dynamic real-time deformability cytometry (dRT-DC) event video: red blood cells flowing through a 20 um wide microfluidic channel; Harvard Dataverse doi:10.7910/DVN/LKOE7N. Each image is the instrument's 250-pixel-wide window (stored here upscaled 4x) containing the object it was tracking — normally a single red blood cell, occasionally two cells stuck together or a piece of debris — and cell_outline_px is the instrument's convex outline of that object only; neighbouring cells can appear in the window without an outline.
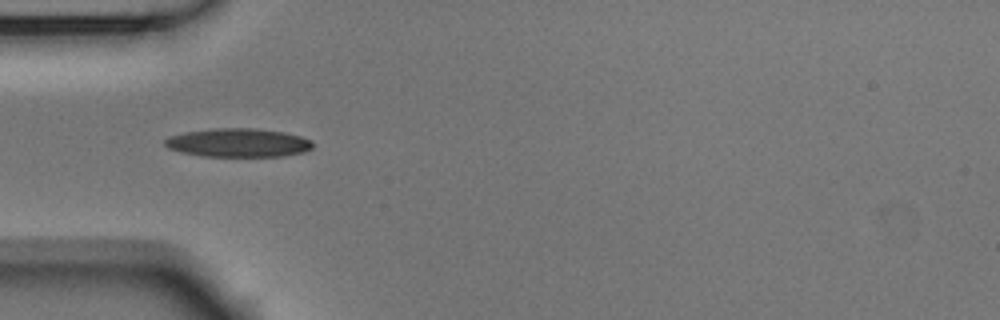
{"species": "Egyptian fruit bat (a non-hibernating species)", "species_latin": "Rousettus aegyptiacus", "temperature_condition": "room temperature", "stored_images_in_passage": 38, "camera_frame_rate_fps": 3000, "um_per_image_px": 0.085, "animal": {"sex": "male"}, "frame": {"image": 1, "passage_image": 1, "time_ms": 0.0, "image_size_px": [1000, 320], "cell_outline_px": [[312, 148], [300, 152], [280, 156], [204, 156], [180, 152], [168, 148], [164, 144], [164, 140], [168, 136], [184, 132], [212, 128], [256, 128], [284, 132], [300, 136], [312, 140]], "centroid_in_image_um": [20.2, 12.12], "position_along_channel_um": 64.8, "area_um2": 24.62}}
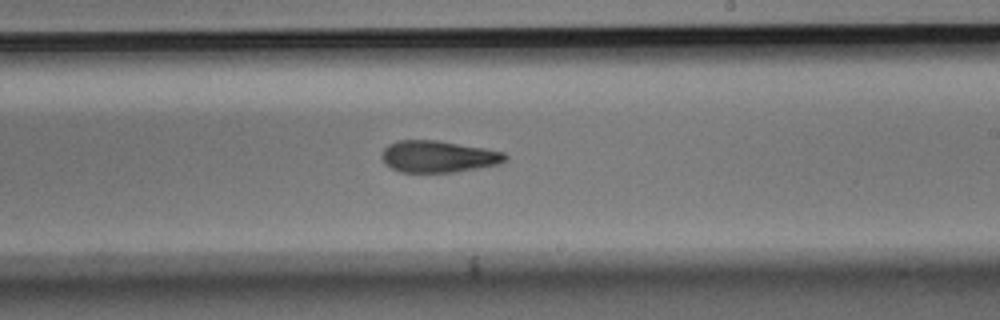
{"frame": {"image": 2, "passage_image": 16, "time_ms": 5.0, "image_size_px": [1000, 320], "cell_outline_px": [[508, 156], [504, 160], [496, 164], [456, 172], [400, 172], [384, 164], [380, 156], [384, 148], [388, 144], [400, 140], [436, 140], [484, 148], [504, 152]], "centroid_in_image_um": [37.19, 13.3], "position_along_channel_um": 251.8, "area_um2": 22.72}}
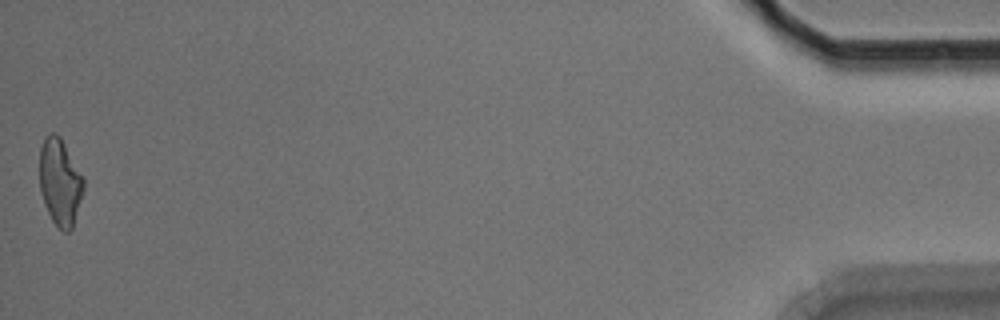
{"frame": {"image": 3, "passage_image": 38, "time_ms": 12.333, "image_size_px": [1000, 320], "cell_outline_px": [[84, 188], [72, 228], [68, 232], [64, 232], [52, 220], [44, 204], [40, 192], [40, 148], [44, 136], [52, 132], [56, 132], [60, 136], [84, 176]], "centroid_in_image_um": [5.1, 15.43], "position_along_channel_um": 430.1, "area_um2": 22.37}, "authors_computed_cell_mechanics": {"area_um2": 23.0333, "velocity_mm_per_s": 3.7395, "shape_relaxation_time_tau1_ms": 9.4423, "shape_relaxation_time_tau2_ms": 6.5047, "deformation_change_tau1": 0.2303, "deformation_change_tau2": 0.1532}}